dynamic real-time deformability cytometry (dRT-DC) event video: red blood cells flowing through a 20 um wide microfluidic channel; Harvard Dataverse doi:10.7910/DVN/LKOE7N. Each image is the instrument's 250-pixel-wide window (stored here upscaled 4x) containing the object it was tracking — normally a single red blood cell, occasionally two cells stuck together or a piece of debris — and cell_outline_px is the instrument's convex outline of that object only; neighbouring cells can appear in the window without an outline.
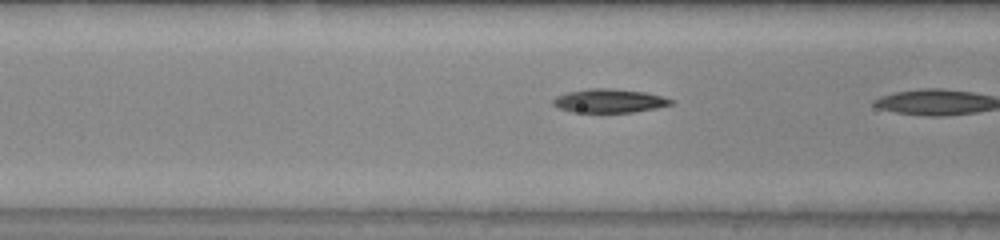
{"species": "common noctule bat (a hibernating species)", "species_latin": "Nyctalus noctula", "temperature_condition": "warm", "stored_images_in_passage": 6, "camera_frame_rate_fps": 3000, "um_per_image_px": 0.085, "animal": {"sex": "male", "body_mass_g": 20.0, "forearm_length_mm": 53.3}, "frame": {"image": 1, "passage_image": 5, "time_ms": 1.333, "image_size_px": [1000, 240], "cell_outline_px": [[676, 100], [672, 104], [656, 108], [632, 112], [572, 112], [556, 108], [552, 104], [552, 100], [556, 96], [568, 92], [588, 88], [608, 88], [644, 92]], "centroid_in_image_um": [51.75, 8.57], "position_along_channel_um": 114.9, "area_um2": 16.3}}